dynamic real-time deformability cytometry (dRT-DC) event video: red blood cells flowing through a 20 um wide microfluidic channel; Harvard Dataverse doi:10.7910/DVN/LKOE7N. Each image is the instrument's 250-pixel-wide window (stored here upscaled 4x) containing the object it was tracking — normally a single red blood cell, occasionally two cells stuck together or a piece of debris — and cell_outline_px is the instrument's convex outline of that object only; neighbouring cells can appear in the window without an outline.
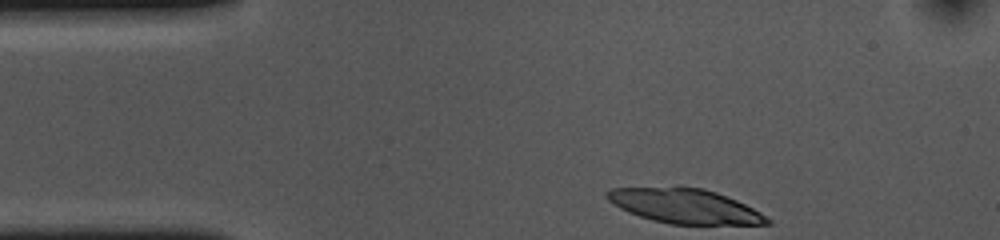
{"species": "common noctule bat (a hibernating species)", "species_latin": "Nyctalus noctula", "temperature_condition": "cold", "stored_images_in_passage": 35, "camera_frame_rate_fps": 3000, "um_per_image_px": 0.085, "animal": {"sex": "female", "body_mass_g": 10.0, "forearm_length_mm": 53.1}, "frame": {"image": 1, "passage_image": 1, "time_ms": 0.0, "image_size_px": [1000, 240], "cell_outline_px": [[772, 224], [668, 224], [652, 220], [628, 212], [612, 204], [604, 196], [604, 192], [612, 188], [704, 188], [716, 192], [736, 200], [760, 212], [772, 220]], "centroid_in_image_um": [58.19, 17.53], "position_along_channel_um": 26.8, "area_um2": 31.85}}